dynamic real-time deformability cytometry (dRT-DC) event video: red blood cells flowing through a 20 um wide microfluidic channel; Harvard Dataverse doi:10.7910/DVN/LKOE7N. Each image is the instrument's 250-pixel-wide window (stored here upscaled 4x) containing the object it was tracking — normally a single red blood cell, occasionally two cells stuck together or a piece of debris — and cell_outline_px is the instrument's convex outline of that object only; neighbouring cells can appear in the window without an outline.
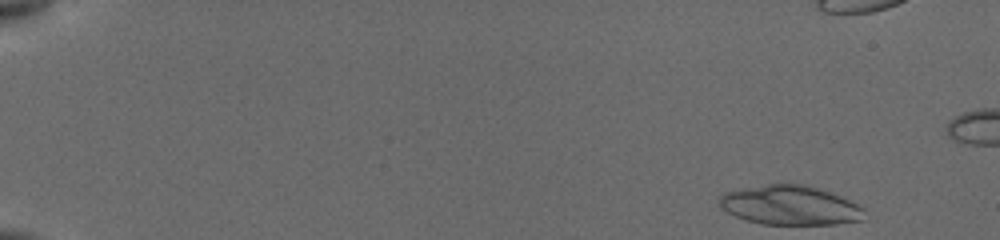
{"species": "common noctule bat (a hibernating species)", "species_latin": "Nyctalus noctula", "temperature_condition": "cold", "stored_images_in_passage": 21, "camera_frame_rate_fps": 3000, "um_per_image_px": 0.085, "animal": {"sex": "female", "body_mass_g": 19.5, "forearm_length_mm": 54.1}, "frame": {"image": 1, "passage_image": 1, "time_ms": 0.0, "image_size_px": [1000, 240], "cell_outline_px": [[864, 220], [836, 224], [760, 224], [736, 216], [720, 208], [720, 196], [724, 192], [740, 188], [768, 184], [804, 184], [840, 196], [864, 208]], "centroid_in_image_um": [67.14, 17.45], "position_along_channel_um": 17.9, "area_um2": 33.06}}